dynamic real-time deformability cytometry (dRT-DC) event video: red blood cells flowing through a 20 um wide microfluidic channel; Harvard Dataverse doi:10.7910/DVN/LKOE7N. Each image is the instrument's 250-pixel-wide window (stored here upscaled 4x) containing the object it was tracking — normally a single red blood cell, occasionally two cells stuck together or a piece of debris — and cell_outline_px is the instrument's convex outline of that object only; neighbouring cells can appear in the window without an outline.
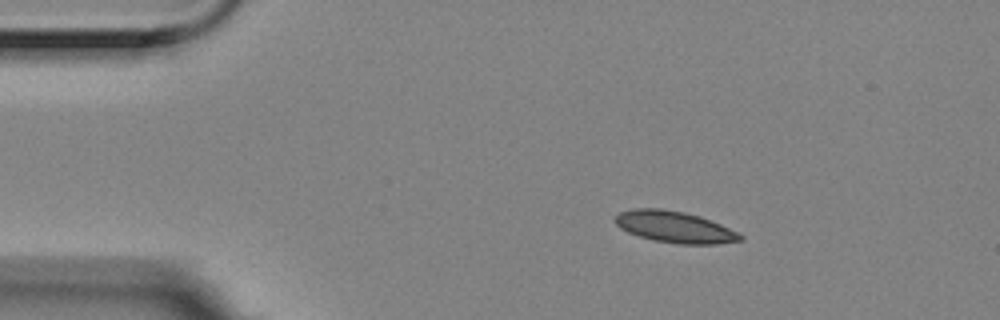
{"species": "Egyptian fruit bat (a non-hibernating species)", "species_latin": "Rousettus aegyptiacus", "temperature_condition": "room temperature", "stored_images_in_passage": 4, "camera_frame_rate_fps": 3000, "um_per_image_px": 0.085, "animal": {"sex": "female"}, "frame": {"image": 1, "passage_image": 2, "time_ms": 0.333, "image_size_px": [1000, 320], "cell_outline_px": [[744, 240], [716, 244], [680, 244], [652, 240], [628, 232], [620, 228], [616, 224], [616, 216], [620, 212], [632, 208], [660, 208], [684, 212], [700, 216], [740, 232], [744, 236]], "centroid_in_image_um": [57.38, 19.29], "position_along_channel_um": 27.6, "area_um2": 23.0}}